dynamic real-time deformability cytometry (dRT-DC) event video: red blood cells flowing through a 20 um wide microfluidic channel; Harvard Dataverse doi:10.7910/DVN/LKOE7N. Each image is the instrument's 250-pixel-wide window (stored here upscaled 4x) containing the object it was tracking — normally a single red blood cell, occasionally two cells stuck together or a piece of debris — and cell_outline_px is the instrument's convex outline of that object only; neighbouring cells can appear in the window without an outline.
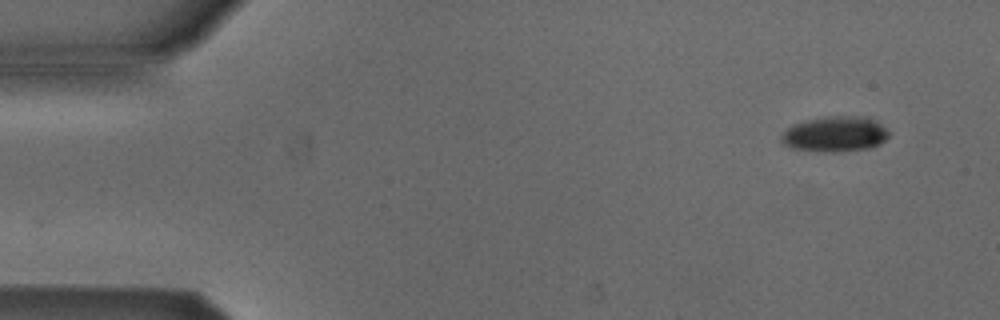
{"species": "Egyptian fruit bat (a non-hibernating species)", "species_latin": "Rousettus aegyptiacus", "temperature_condition": "cold", "stored_images_in_passage": 4, "camera_frame_rate_fps": 3000, "um_per_image_px": 0.085, "animal": {"sex": "male"}, "frame": {"image": 1, "passage_image": 1, "time_ms": 0.0, "image_size_px": [1000, 320], "cell_outline_px": [[888, 136], [880, 144], [868, 148], [832, 152], [792, 148], [784, 144], [780, 140], [780, 136], [792, 124], [808, 120], [828, 116], [868, 116], [876, 120], [888, 132]], "centroid_in_image_um": [70.98, 11.38], "position_along_channel_um": 14.0, "area_um2": 21.96}}
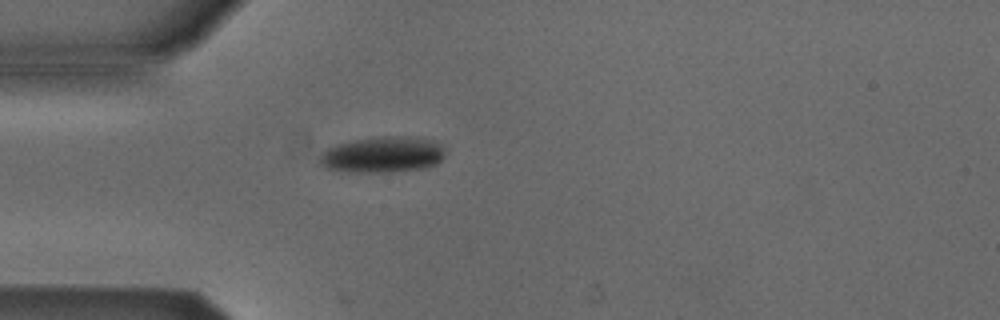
{"frame": {"image": 2, "passage_image": 4, "time_ms": 1.0, "image_size_px": [1000, 320], "cell_outline_px": [[444, 156], [436, 164], [424, 168], [388, 172], [348, 172], [328, 168], [320, 164], [320, 156], [328, 148], [336, 144], [356, 140], [380, 136], [416, 136], [432, 140], [440, 144], [444, 148]], "centroid_in_image_um": [32.56, 13.13], "position_along_channel_um": 52.4, "area_um2": 26.3}}